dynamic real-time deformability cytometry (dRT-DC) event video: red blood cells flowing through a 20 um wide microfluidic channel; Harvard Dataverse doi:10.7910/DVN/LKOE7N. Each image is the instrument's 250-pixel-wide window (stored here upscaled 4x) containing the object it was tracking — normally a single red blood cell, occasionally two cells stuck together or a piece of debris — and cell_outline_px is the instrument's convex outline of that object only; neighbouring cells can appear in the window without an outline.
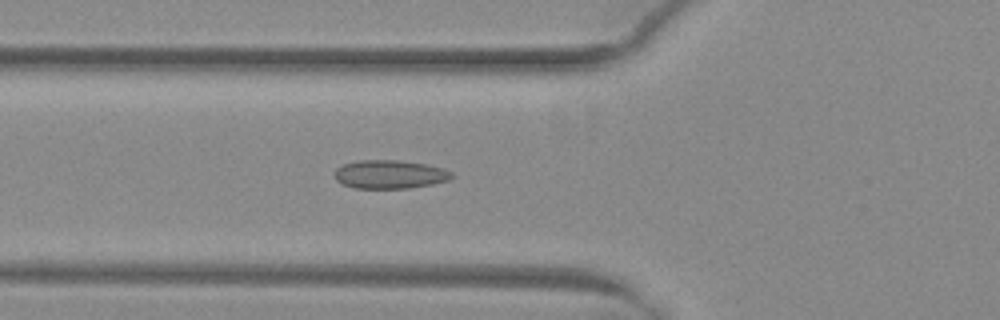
{"species": "common noctule bat (a hibernating species)", "species_latin": "Nyctalus noctula", "temperature_condition": "warm", "stored_images_in_passage": 34, "camera_frame_rate_fps": 3000, "um_per_image_px": 0.085, "animal": {"sex": "female", "body_mass_g": 29.2, "forearm_length_mm": 56.3}, "frame": {"image": 1, "passage_image": 2, "time_ms": 0.333, "image_size_px": [1000, 320], "cell_outline_px": [[456, 176], [448, 180], [432, 184], [408, 188], [352, 188], [340, 184], [336, 180], [332, 172], [336, 168], [344, 164], [360, 160], [396, 160], [424, 164], [444, 168], [452, 172]], "centroid_in_image_um": [33.1, 14.82], "position_along_channel_um": 92.7, "area_um2": 19.65}}
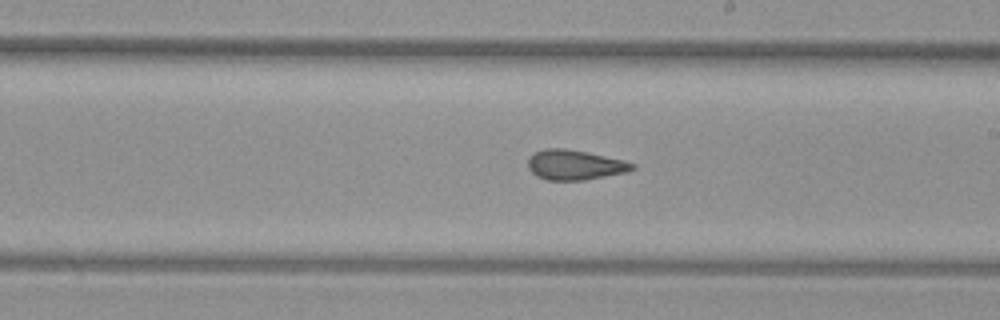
{"frame": {"image": 2, "passage_image": 13, "time_ms": 4.0, "image_size_px": [1000, 320], "cell_outline_px": [[636, 168], [628, 172], [584, 180], [544, 180], [536, 176], [528, 168], [528, 160], [536, 152], [544, 148], [564, 148], [588, 152], [624, 160], [636, 164]], "centroid_in_image_um": [48.88, 14.02], "position_along_channel_um": 240.1, "area_um2": 18.32}}
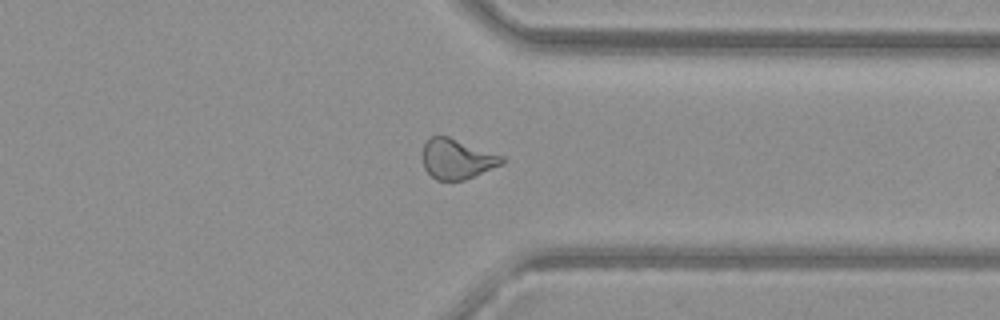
{"frame": {"image": 3, "passage_image": 23, "time_ms": 7.333, "image_size_px": [1000, 320], "cell_outline_px": [[504, 164], [464, 180], [436, 180], [424, 168], [424, 144], [432, 136], [448, 136], [504, 156]], "centroid_in_image_um": [38.88, 13.52], "position_along_channel_um": 372.5, "area_um2": 18.32}}